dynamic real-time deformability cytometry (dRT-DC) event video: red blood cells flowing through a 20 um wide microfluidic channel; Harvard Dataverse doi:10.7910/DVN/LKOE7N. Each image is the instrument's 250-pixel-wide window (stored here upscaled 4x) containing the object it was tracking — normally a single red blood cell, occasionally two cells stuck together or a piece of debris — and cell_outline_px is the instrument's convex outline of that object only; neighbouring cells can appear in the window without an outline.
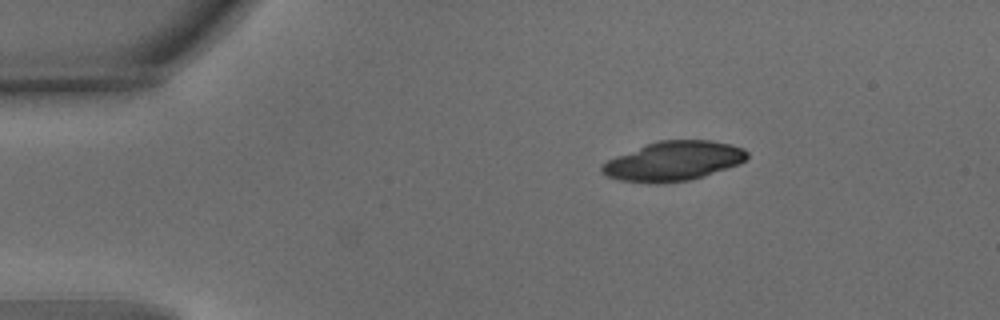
{"species": "common noctule bat (a hibernating species)", "species_latin": "Nyctalus noctula", "temperature_condition": "warm", "stored_images_in_passage": 3, "camera_frame_rate_fps": 3000, "um_per_image_px": 0.085, "animal": {"sex": "male", "body_mass_g": 15.6}, "frame": {"image": 1, "passage_image": 1, "time_ms": 0.0, "image_size_px": [1000, 320], "cell_outline_px": [[748, 156], [740, 164], [704, 176], [688, 180], [656, 184], [652, 184], [620, 180], [608, 176], [600, 172], [600, 164], [616, 156], [648, 144], [660, 140], [712, 140], [744, 148], [748, 152]], "centroid_in_image_um": [57.24, 13.7], "position_along_channel_um": 27.8, "area_um2": 33.29}}